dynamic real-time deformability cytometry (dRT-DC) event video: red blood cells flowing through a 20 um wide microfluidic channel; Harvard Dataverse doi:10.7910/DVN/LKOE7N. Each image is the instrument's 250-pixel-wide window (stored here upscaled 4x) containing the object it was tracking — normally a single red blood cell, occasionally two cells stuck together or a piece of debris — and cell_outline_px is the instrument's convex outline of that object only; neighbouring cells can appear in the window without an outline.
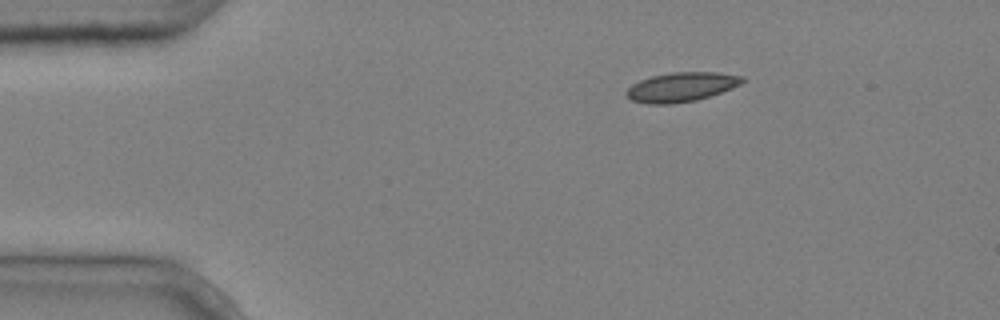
{"species": "common noctule bat (a hibernating species)", "species_latin": "Nyctalus noctula", "temperature_condition": "cold", "stored_images_in_passage": 2, "camera_frame_rate_fps": 3000, "um_per_image_px": 0.085, "animal": {"sex": "male", "body_mass_g": 20.4}, "frame": {"image": 1, "passage_image": 1, "time_ms": 0.0, "image_size_px": [1000, 320], "cell_outline_px": [[748, 80], [732, 88], [696, 100], [672, 104], [648, 104], [632, 100], [624, 92], [632, 84], [640, 80], [652, 76], [672, 72], [716, 72], [744, 76]], "centroid_in_image_um": [57.93, 7.39], "position_along_channel_um": 27.1, "area_um2": 19.83}}
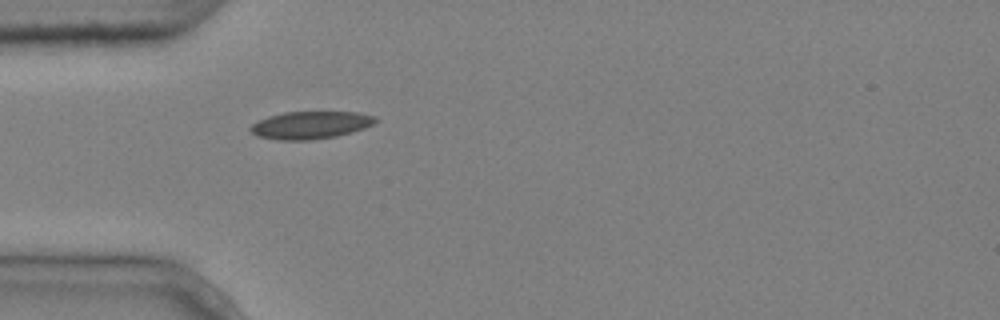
{"frame": {"image": 2, "passage_image": 2, "time_ms": 0.333, "image_size_px": [1000, 320], "cell_outline_px": [[380, 120], [364, 128], [352, 132], [336, 136], [312, 140], [280, 140], [256, 136], [248, 128], [252, 124], [268, 116], [284, 112], [356, 112], [376, 116]], "centroid_in_image_um": [26.4, 10.63], "position_along_channel_um": 58.6, "area_um2": 20.11}}